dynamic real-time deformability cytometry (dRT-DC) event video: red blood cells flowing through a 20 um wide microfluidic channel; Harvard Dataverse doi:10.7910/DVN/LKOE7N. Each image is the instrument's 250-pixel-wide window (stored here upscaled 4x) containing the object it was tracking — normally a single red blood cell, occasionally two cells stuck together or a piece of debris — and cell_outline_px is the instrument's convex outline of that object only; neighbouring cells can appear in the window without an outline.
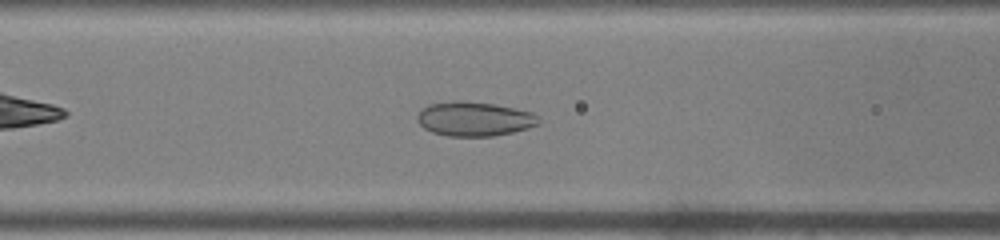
{"species": "common noctule bat (a hibernating species)", "species_latin": "Nyctalus noctula", "temperature_condition": "warm", "stored_images_in_passage": 40, "camera_frame_rate_fps": 3000, "um_per_image_px": 0.085, "animal": {"sex": "male", "body_mass_g": 19.0, "forearm_length_mm": 50.8}, "frame": {"image": 1, "passage_image": 11, "time_ms": 3.333, "image_size_px": [1000, 240], "cell_outline_px": [[540, 124], [528, 128], [512, 132], [492, 136], [448, 136], [432, 132], [424, 128], [416, 120], [416, 116], [428, 104], [456, 100], [492, 104], [532, 112], [540, 116]], "centroid_in_image_um": [40.32, 10.11], "position_along_channel_um": 126.3, "area_um2": 24.22}}
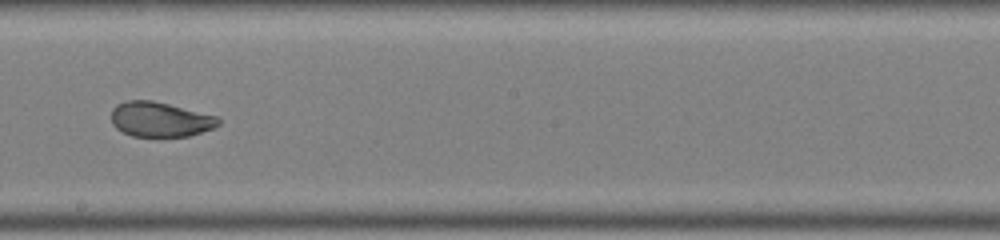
{"frame": {"image": 2, "passage_image": 19, "time_ms": 6.0, "image_size_px": [1000, 240], "cell_outline_px": [[220, 124], [212, 128], [188, 136], [132, 136], [116, 128], [112, 124], [112, 108], [116, 104], [128, 100], [152, 100], [216, 116], [220, 120]], "centroid_in_image_um": [13.57, 10.14], "position_along_channel_um": 234.6, "area_um2": 21.5}}
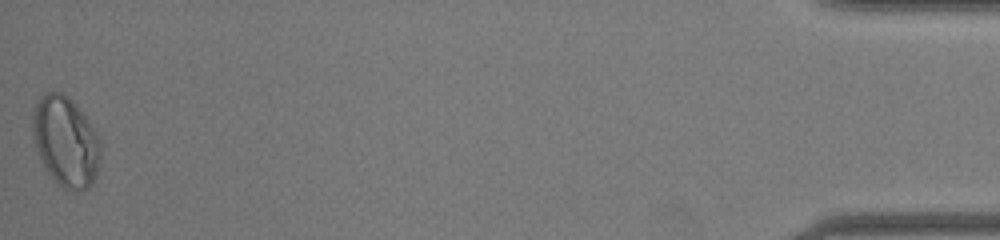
{"frame": {"image": 3, "passage_image": 40, "time_ms": 13.0, "image_size_px": [1000, 240], "cell_outline_px": [[100, 156], [96, 172], [92, 184], [88, 188], [76, 192], [64, 188], [56, 184], [44, 168], [36, 148], [32, 136], [32, 132], [36, 104], [40, 96], [48, 92], [60, 92], [72, 100], [88, 120], [96, 132], [100, 140]], "centroid_in_image_um": [5.58, 12.07], "position_along_channel_um": 429.6, "area_um2": 35.49}, "authors_computed_cell_mechanics": {"area_um2": 25.2008, "velocity_mm_per_s": 4.0711, "shape_relaxation_time_tau1_ms": null, "shape_relaxation_time_tau2_ms": 0.6602, "deformation_change_tau1": null, "deformation_change_tau2": 0.0375}}